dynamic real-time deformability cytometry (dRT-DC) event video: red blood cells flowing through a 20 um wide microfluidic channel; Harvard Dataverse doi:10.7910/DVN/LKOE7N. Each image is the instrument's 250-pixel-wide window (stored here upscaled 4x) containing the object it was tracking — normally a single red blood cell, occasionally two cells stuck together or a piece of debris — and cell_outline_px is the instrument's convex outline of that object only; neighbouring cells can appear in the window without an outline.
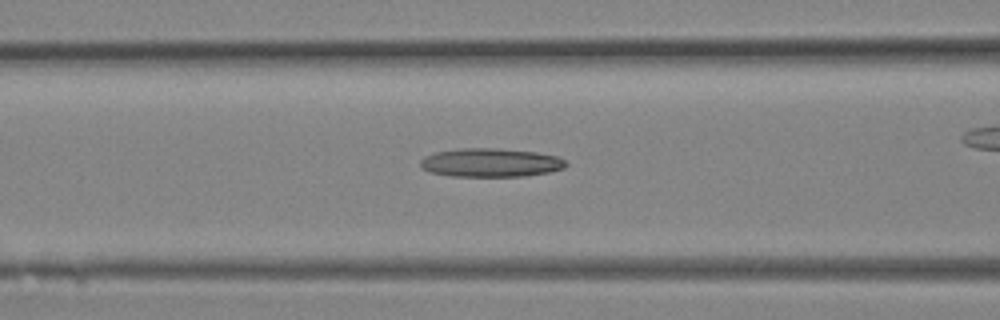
{"species": "Egyptian fruit bat (a non-hibernating species)", "species_latin": "Rousettus aegyptiacus", "temperature_condition": "room temperature", "stored_images_in_passage": 9, "camera_frame_rate_fps": 3000, "um_per_image_px": 0.085, "animal": {"sex": "female"}, "frame": {"image": 1, "passage_image": 4, "time_ms": 1.0, "image_size_px": [1000, 320], "cell_outline_px": [[568, 164], [564, 168], [548, 172], [524, 176], [452, 176], [428, 172], [420, 168], [420, 160], [424, 156], [436, 152], [460, 148], [496, 148], [536, 152], [556, 156], [564, 160]], "centroid_in_image_um": [41.66, 13.82], "position_along_channel_um": 124.9, "area_um2": 24.33}}
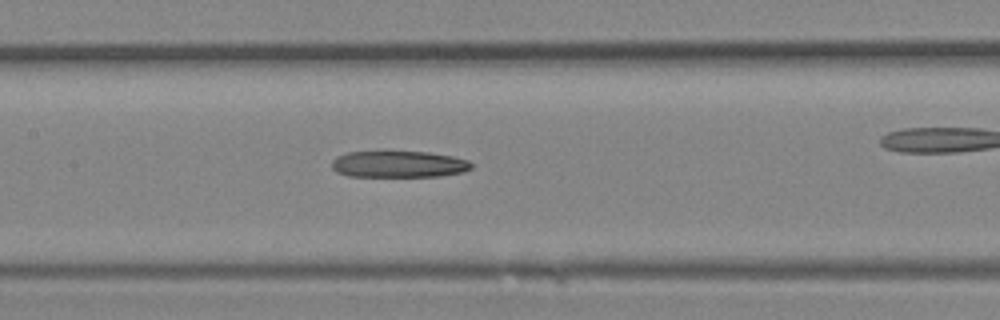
{"frame": {"image": 2, "passage_image": 6, "time_ms": 1.667, "image_size_px": [1000, 320], "cell_outline_px": [[472, 168], [464, 172], [440, 176], [348, 176], [336, 172], [332, 168], [332, 160], [336, 156], [348, 152], [428, 152], [452, 156], [468, 160], [472, 164]], "centroid_in_image_um": [33.89, 13.96], "position_along_channel_um": 173.5, "area_um2": 21.56}}